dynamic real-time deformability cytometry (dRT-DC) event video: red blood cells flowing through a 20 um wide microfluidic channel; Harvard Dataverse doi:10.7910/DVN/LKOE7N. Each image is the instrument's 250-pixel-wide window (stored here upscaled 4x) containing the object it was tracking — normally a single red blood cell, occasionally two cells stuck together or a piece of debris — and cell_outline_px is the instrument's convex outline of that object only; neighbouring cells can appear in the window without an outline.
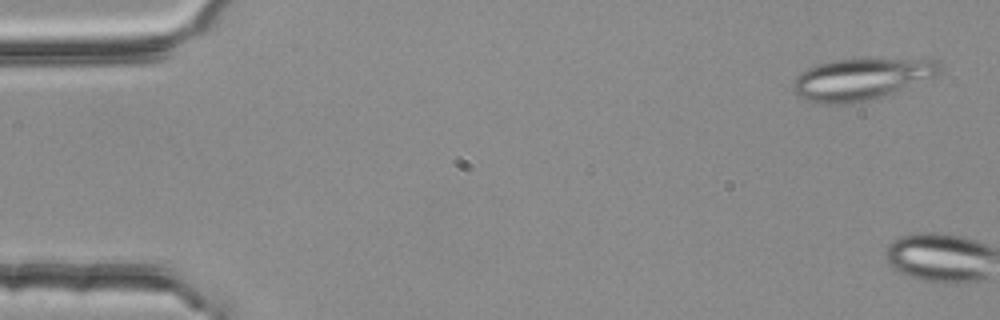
{"species": "common noctule bat (a hibernating species)", "species_latin": "Nyctalus noctula", "temperature_condition": "room temperature", "stored_images_in_passage": 4, "camera_frame_rate_fps": 3000, "um_per_image_px": 0.085, "animal": {"sex": "female", "body_mass_g": 25.1}, "frame": {"image": 1, "passage_image": 1, "time_ms": 0.0, "image_size_px": [1000, 320], "cell_outline_px": [[940, 68], [936, 76], [900, 92], [848, 104], [820, 104], [796, 96], [792, 92], [792, 80], [800, 72], [816, 64], [836, 60], [940, 60]], "centroid_in_image_um": [73.15, 6.76], "position_along_channel_um": 11.8, "area_um2": 35.55}}
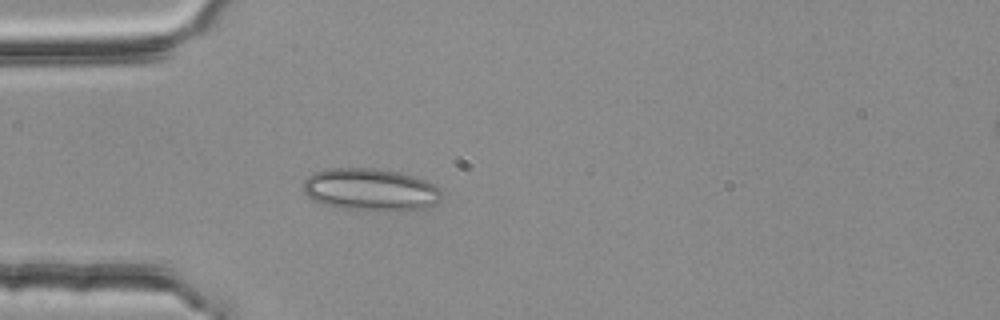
{"frame": {"image": 2, "passage_image": 4, "time_ms": 1.0, "image_size_px": [1000, 320], "cell_outline_px": [[440, 200], [424, 208], [408, 212], [384, 212], [340, 208], [324, 204], [312, 200], [304, 192], [304, 180], [312, 172], [324, 168], [376, 168], [400, 172], [424, 180], [432, 184], [440, 192]], "centroid_in_image_um": [31.46, 16.14], "position_along_channel_um": 53.5, "area_um2": 34.62}}